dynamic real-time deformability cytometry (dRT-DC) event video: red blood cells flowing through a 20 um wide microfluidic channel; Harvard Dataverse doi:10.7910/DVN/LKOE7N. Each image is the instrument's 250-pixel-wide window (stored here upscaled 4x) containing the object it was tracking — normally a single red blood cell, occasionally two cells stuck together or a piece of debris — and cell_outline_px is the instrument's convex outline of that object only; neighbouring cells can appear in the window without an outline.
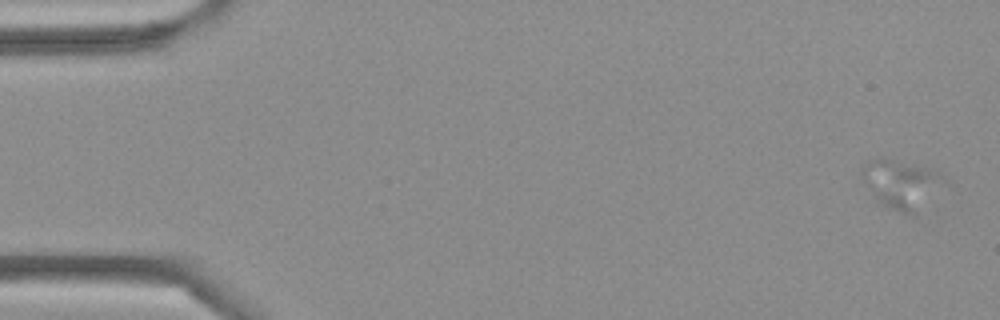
{"species": "Egyptian fruit bat (a non-hibernating species)", "species_latin": "Rousettus aegyptiacus", "temperature_condition": "cold", "stored_images_in_passage": 5, "camera_frame_rate_fps": 3000, "um_per_image_px": 0.085, "frame": {"image": 1, "passage_image": 1, "time_ms": 0.0, "image_size_px": [1000, 320], "cell_outline_px": [[952, 184], [916, 216], [912, 216], [888, 208], [880, 204], [876, 200], [860, 172], [864, 164], [868, 160], [880, 156], [936, 168]], "centroid_in_image_um": [76.79, 15.66], "position_along_channel_um": 8.2, "area_um2": 25.14}}
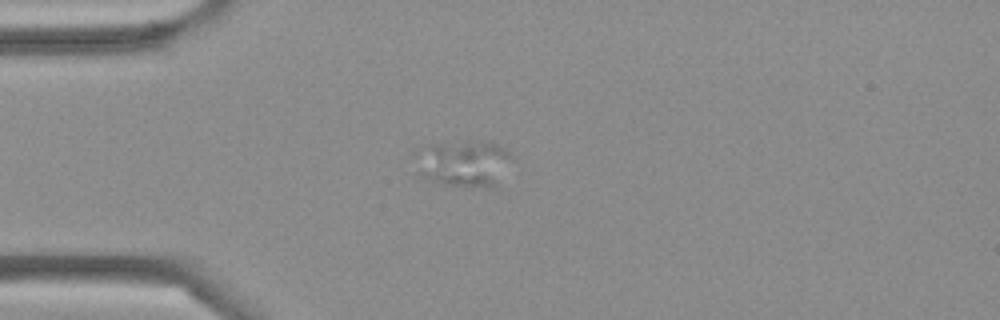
{"frame": {"image": 2, "passage_image": 4, "time_ms": 1.0, "image_size_px": [1000, 320], "cell_outline_px": [[512, 156], [496, 184], [492, 188], [468, 188], [444, 184], [432, 180], [424, 176], [412, 152], [412, 148], [420, 144], [488, 140], [508, 148], [512, 152]], "centroid_in_image_um": [39.38, 13.83], "position_along_channel_um": 45.6, "area_um2": 26.82}}